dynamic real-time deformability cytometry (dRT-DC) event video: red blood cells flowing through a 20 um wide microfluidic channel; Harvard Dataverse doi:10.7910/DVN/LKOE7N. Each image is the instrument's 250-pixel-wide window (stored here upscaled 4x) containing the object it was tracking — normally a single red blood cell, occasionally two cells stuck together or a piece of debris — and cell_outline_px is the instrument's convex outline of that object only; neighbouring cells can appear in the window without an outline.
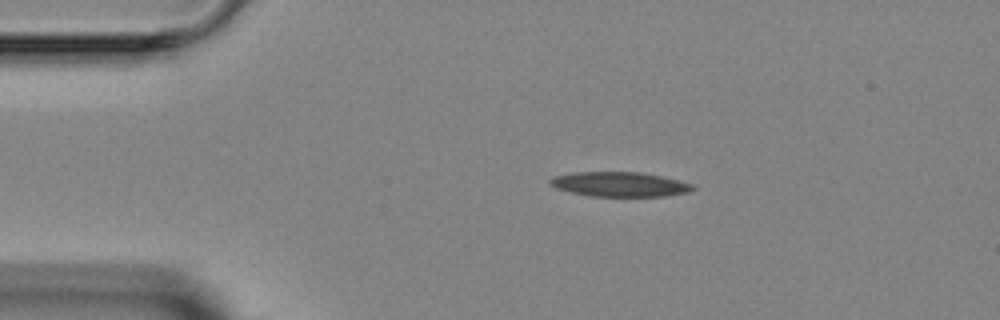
{"species": "Egyptian fruit bat (a non-hibernating species)", "species_latin": "Rousettus aegyptiacus", "temperature_condition": "room temperature", "stored_images_in_passage": 3, "camera_frame_rate_fps": 3000, "um_per_image_px": 0.085, "animal": {"sex": "female"}, "frame": {"image": 1, "passage_image": 2, "time_ms": 1.333, "image_size_px": [1000, 320], "cell_outline_px": [[696, 188], [688, 192], [664, 196], [592, 196], [572, 192], [556, 188], [548, 184], [548, 180], [556, 176], [576, 172], [640, 172], [680, 180], [692, 184]], "centroid_in_image_um": [52.68, 15.66], "position_along_channel_um": 32.3, "area_um2": 20.35}}